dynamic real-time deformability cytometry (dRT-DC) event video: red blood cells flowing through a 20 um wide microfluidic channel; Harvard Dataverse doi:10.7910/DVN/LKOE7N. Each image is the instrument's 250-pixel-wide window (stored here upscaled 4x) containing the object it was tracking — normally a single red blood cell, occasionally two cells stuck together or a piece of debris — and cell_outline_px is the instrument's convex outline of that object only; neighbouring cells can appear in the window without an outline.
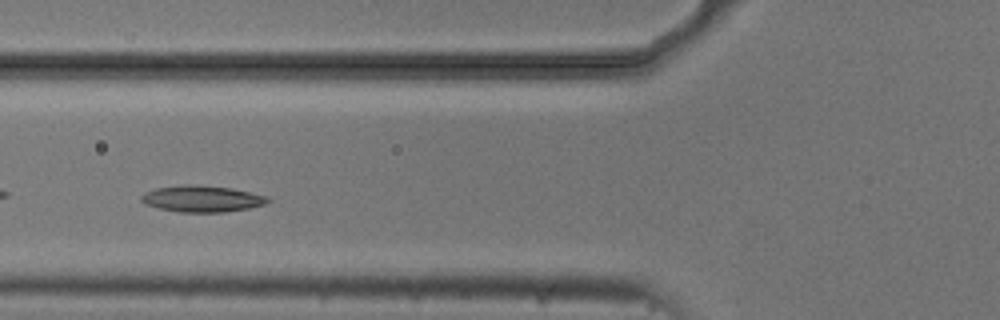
{"species": "common noctule bat (a hibernating species)", "species_latin": "Nyctalus noctula", "temperature_condition": "cold", "stored_images_in_passage": 39, "camera_frame_rate_fps": 3000, "um_per_image_px": 0.085, "animal": {"sex": "male", "body_mass_g": 20.5, "forearm_length_mm": 52.5}, "frame": {"image": 1, "passage_image": 5, "time_ms": 1.333, "image_size_px": [1000, 320], "cell_outline_px": [[272, 200], [264, 204], [248, 208], [224, 212], [180, 212], [160, 208], [148, 204], [140, 200], [140, 196], [144, 192], [156, 188], [188, 184], [192, 184], [232, 188], [268, 196]], "centroid_in_image_um": [17.19, 16.89], "position_along_channel_um": 108.6, "area_um2": 19.36}}
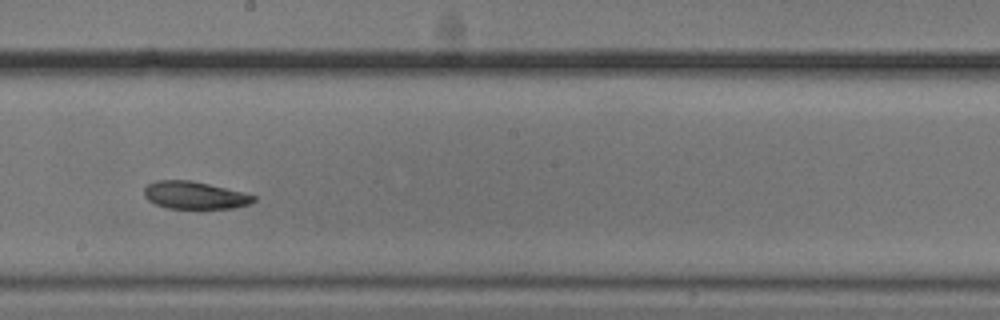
{"frame": {"image": 2, "passage_image": 15, "time_ms": 4.667, "image_size_px": [1000, 320], "cell_outline_px": [[256, 200], [248, 204], [232, 208], [168, 208], [156, 204], [148, 200], [144, 196], [144, 188], [148, 184], [156, 180], [188, 180], [208, 184], [256, 196]], "centroid_in_image_um": [16.5, 16.59], "position_along_channel_um": 231.7, "area_um2": 17.22}}
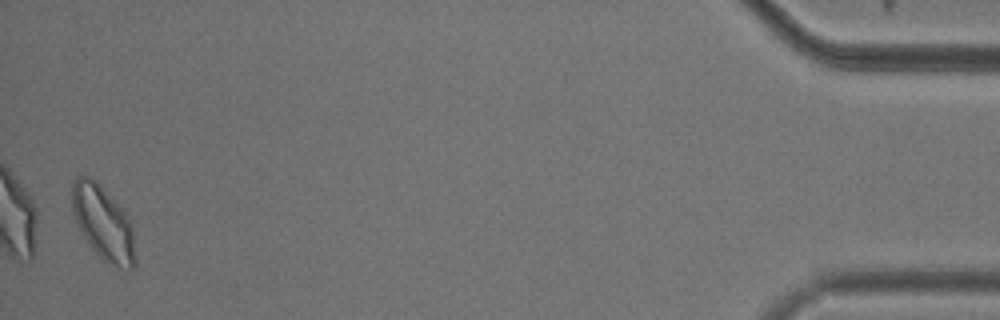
{"frame": {"image": 3, "passage_image": 38, "time_ms": 12.333, "image_size_px": [1000, 320], "cell_outline_px": [[136, 264], [128, 272], [108, 264], [92, 248], [84, 236], [72, 212], [72, 180], [76, 176], [88, 176], [96, 180], [100, 184], [128, 216], [132, 228], [136, 260]], "centroid_in_image_um": [8.78, 18.97], "position_along_channel_um": 426.4, "area_um2": 27.34}, "authors_computed_cell_mechanics": {"area_um2": 19.0162, "velocity_mm_per_s": 3.6842, "shape_relaxation_time_tau1_ms": 3.6213, "shape_relaxation_time_tau2_ms": 4.0381, "deformation_change_tau1": 0.1082, "deformation_change_tau2": 0.0848}}